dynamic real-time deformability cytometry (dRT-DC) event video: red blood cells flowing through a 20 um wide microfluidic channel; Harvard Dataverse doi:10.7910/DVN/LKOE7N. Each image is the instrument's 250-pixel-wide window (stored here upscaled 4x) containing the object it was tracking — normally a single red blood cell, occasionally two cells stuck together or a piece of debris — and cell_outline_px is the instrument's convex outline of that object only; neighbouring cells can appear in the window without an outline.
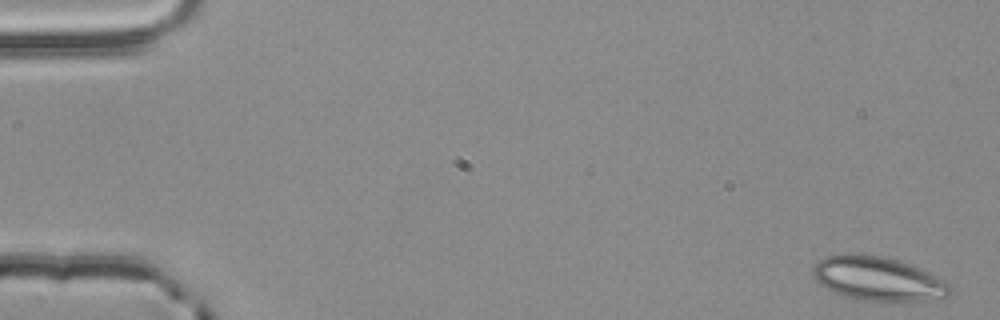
{"species": "common noctule bat (a hibernating species)", "species_latin": "Nyctalus noctula", "temperature_condition": "room temperature", "stored_images_in_passage": 3, "camera_frame_rate_fps": 3000, "um_per_image_px": 0.085, "animal": {"sex": "male", "body_mass_g": 20.4}, "frame": {"image": 1, "passage_image": 1, "time_ms": 0.0, "image_size_px": [1000, 320], "cell_outline_px": [[952, 292], [944, 296], [924, 300], [864, 300], [848, 296], [836, 292], [820, 284], [812, 276], [812, 268], [820, 260], [828, 256], [860, 252], [880, 256], [896, 260], [908, 264], [948, 280], [952, 288]], "centroid_in_image_um": [74.63, 23.66], "position_along_channel_um": 10.4, "area_um2": 34.56}}